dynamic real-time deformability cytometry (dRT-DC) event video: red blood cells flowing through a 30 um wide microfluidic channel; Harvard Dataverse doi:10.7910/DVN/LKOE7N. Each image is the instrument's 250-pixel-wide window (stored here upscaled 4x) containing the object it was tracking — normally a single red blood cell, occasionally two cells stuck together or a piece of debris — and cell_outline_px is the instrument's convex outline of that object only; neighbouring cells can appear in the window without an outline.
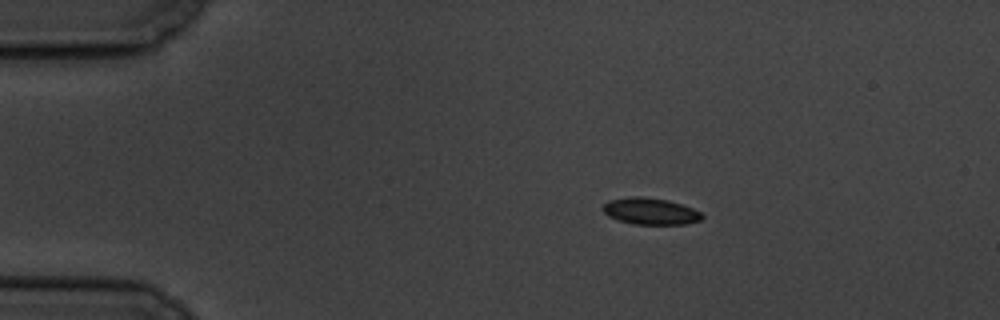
{"species": "common noctule bat (a hibernating species)", "species_latin": "Nyctalus noctula", "temperature_condition": "cold", "stored_images_in_passage": 3, "camera_frame_rate_fps": 3000, "um_per_image_px": 0.085, "animal": {"sex": "male", "body_mass_g": 19.5, "forearm_length_mm": 54.6}, "frame": {"image": 1, "passage_image": 1, "time_ms": 0.0, "image_size_px": [1000, 320], "cell_outline_px": [[704, 216], [700, 220], [688, 224], [632, 224], [608, 216], [600, 208], [608, 200], [632, 196], [640, 196], [668, 200], [692, 208], [700, 212]], "centroid_in_image_um": [55.26, 17.95], "position_along_channel_um": 29.7, "area_um2": 15.37}}